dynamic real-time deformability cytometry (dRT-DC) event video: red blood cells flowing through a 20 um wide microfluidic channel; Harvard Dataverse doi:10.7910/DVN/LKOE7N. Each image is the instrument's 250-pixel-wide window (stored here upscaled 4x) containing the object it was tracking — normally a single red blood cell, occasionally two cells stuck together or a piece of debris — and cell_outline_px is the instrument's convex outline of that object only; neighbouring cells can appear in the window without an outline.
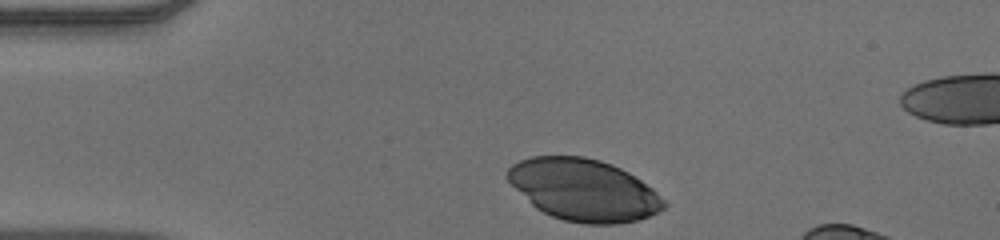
{"species": "human", "species_latin": "Homo sapiens", "temperature_condition": "warm", "stored_images_in_passage": 33, "camera_frame_rate_fps": 3000, "um_per_image_px": 0.085, "donor": {"sex": "male"}, "frame": {"image": 1, "passage_image": 1, "time_ms": 0.0, "image_size_px": [1000, 240], "cell_outline_px": [[668, 204], [664, 208], [648, 216], [636, 220], [616, 224], [584, 224], [564, 220], [552, 216], [536, 208], [508, 180], [508, 168], [512, 164], [520, 160], [532, 156], [584, 156], [600, 160], [612, 164], [628, 172], [652, 188]], "centroid_in_image_um": [49.62, 16.14], "position_along_channel_um": 35.4, "area_um2": 55.89}}